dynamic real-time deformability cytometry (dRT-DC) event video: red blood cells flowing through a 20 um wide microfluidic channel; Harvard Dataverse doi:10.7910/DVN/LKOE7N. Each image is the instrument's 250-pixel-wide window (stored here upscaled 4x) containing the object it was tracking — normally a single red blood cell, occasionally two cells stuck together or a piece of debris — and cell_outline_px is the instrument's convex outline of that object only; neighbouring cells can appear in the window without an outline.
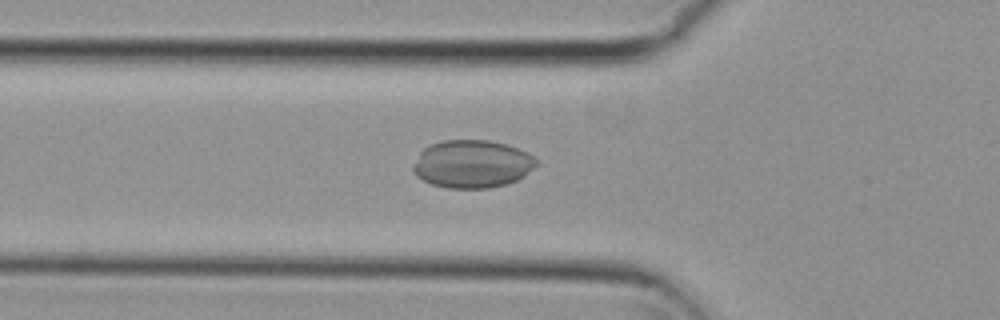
{"species": "common noctule bat (a hibernating species)", "species_latin": "Nyctalus noctula", "temperature_condition": "cold", "stored_images_in_passage": 45, "camera_frame_rate_fps": 3000, "um_per_image_px": 0.085, "animal": {"sex": "female", "body_mass_g": 29.2, "forearm_length_mm": 56.3}, "frame": {"image": 1, "passage_image": 13, "time_ms": 4.0, "image_size_px": [1000, 320], "cell_outline_px": [[540, 164], [524, 176], [508, 184], [488, 188], [448, 188], [432, 184], [416, 176], [412, 172], [412, 168], [420, 152], [428, 144], [440, 140], [488, 140], [508, 144], [528, 152]], "centroid_in_image_um": [40.15, 13.93], "position_along_channel_um": 85.7, "area_um2": 34.74}}
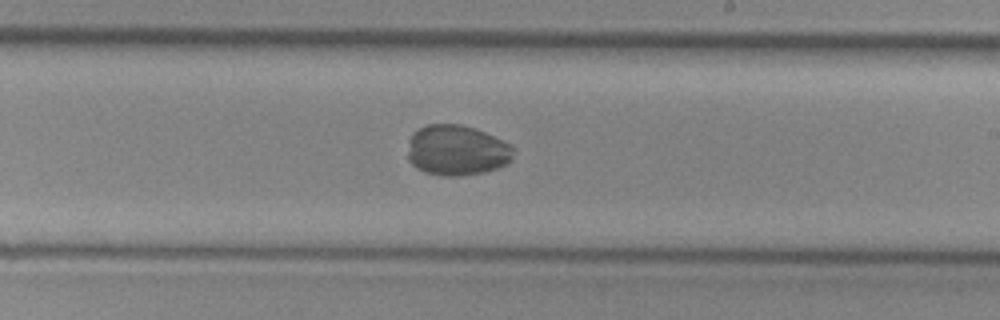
{"frame": {"image": 2, "passage_image": 26, "time_ms": 8.333, "image_size_px": [1000, 320], "cell_outline_px": [[516, 148], [512, 160], [508, 164], [484, 172], [456, 176], [440, 176], [424, 172], [416, 168], [408, 160], [408, 140], [412, 132], [428, 124], [460, 124], [476, 128], [504, 140], [512, 144]], "centroid_in_image_um": [38.85, 12.77], "position_along_channel_um": 250.2, "area_um2": 31.73}}
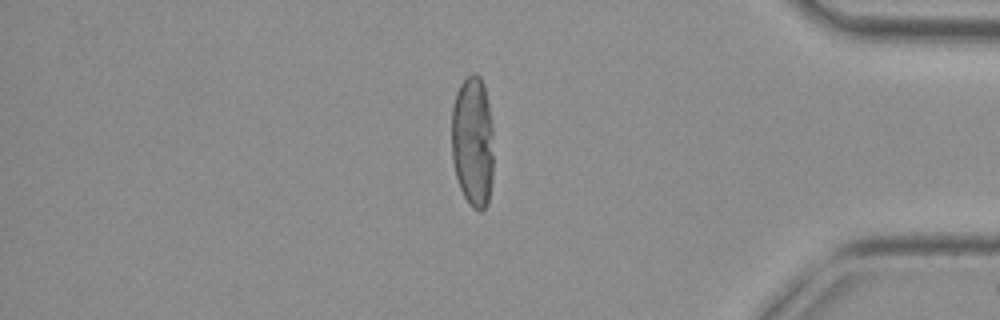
{"frame": {"image": 3, "passage_image": 40, "time_ms": 13.0, "image_size_px": [1000, 320], "cell_outline_px": [[492, 180], [488, 204], [480, 212], [472, 208], [464, 196], [460, 188], [456, 176], [452, 160], [452, 108], [456, 92], [460, 84], [472, 72], [476, 72], [480, 76], [484, 84], [492, 124]], "centroid_in_image_um": [40.18, 12.03], "position_along_channel_um": 395.0, "area_um2": 32.31}}